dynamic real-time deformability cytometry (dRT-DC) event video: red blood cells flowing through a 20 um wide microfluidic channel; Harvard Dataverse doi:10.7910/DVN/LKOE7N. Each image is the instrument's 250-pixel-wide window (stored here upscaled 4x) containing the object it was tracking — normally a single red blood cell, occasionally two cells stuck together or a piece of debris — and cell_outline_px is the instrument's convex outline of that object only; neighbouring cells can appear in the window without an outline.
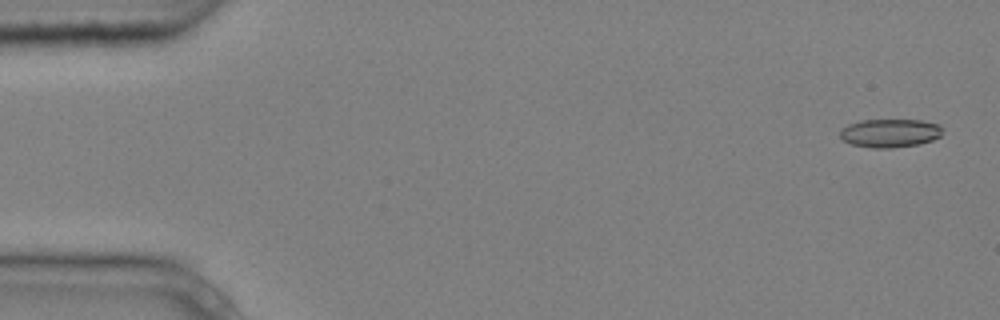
{"species": "common noctule bat (a hibernating species)", "species_latin": "Nyctalus noctula", "temperature_condition": "cold", "stored_images_in_passage": 5, "camera_frame_rate_fps": 3000, "um_per_image_px": 0.085, "animal": {"sex": "male", "body_mass_g": 20.4}, "frame": {"image": 1, "passage_image": 1, "time_ms": 0.0, "image_size_px": [1000, 320], "cell_outline_px": [[940, 136], [932, 140], [920, 144], [892, 148], [872, 148], [852, 144], [844, 140], [840, 136], [840, 128], [848, 124], [860, 120], [920, 120], [940, 124]], "centroid_in_image_um": [75.62, 11.31], "position_along_channel_um": 9.4, "area_um2": 16.99}}
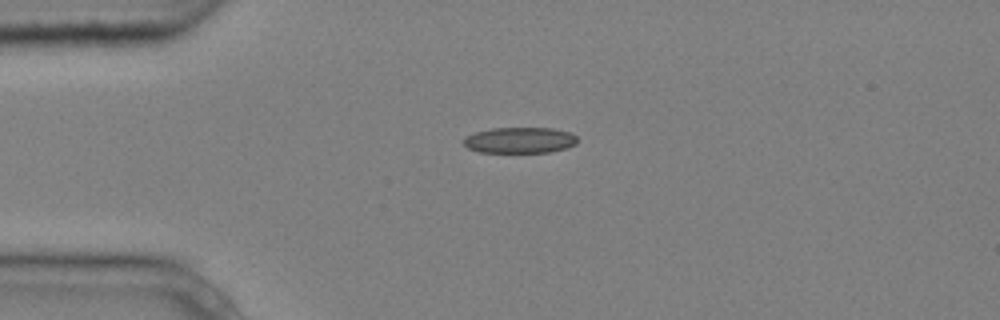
{"frame": {"image": 2, "passage_image": 4, "time_ms": 1.0, "image_size_px": [1000, 320], "cell_outline_px": [[576, 144], [568, 148], [548, 152], [480, 152], [468, 148], [460, 140], [464, 136], [476, 132], [492, 128], [552, 128], [572, 132], [576, 136]], "centroid_in_image_um": [44.17, 11.91], "position_along_channel_um": 40.8, "area_um2": 17.34}}